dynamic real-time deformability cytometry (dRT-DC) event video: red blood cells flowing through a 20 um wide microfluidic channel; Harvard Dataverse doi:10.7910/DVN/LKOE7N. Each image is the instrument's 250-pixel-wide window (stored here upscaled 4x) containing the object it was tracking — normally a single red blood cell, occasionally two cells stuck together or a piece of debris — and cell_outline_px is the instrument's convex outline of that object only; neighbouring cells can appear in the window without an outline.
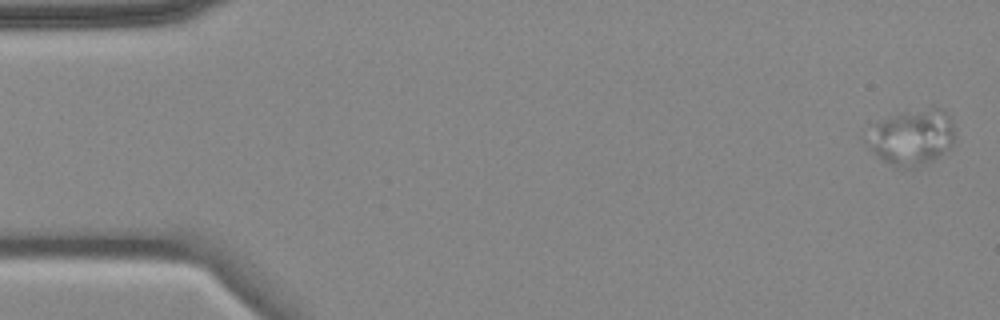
{"species": "common noctule bat (a hibernating species)", "species_latin": "Nyctalus noctula", "temperature_condition": "cold", "stored_images_in_passage": 6, "camera_frame_rate_fps": 3000, "um_per_image_px": 0.085, "animal": {"sex": "female", "body_mass_g": 18.4}, "frame": {"image": 1, "passage_image": 1, "time_ms": 0.0, "image_size_px": [1000, 320], "cell_outline_px": [[952, 144], [940, 156], [916, 168], [896, 168], [872, 152], [868, 148], [864, 140], [876, 124], [892, 116], [904, 112], [932, 108], [944, 108], [952, 116]], "centroid_in_image_um": [77.51, 11.68], "position_along_channel_um": 7.5, "area_um2": 28.32}}
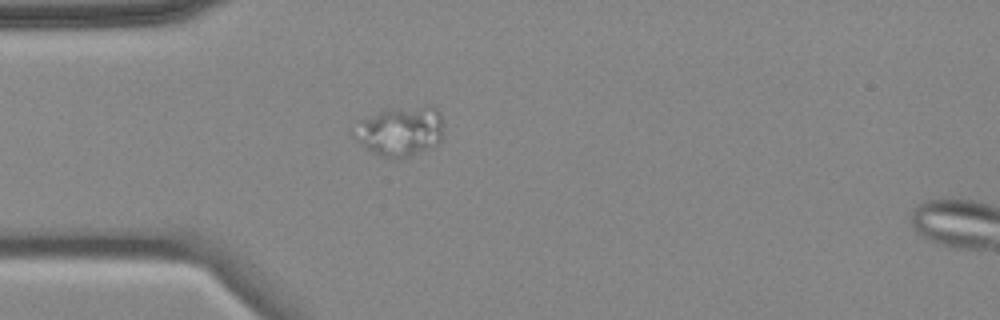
{"frame": {"image": 2, "passage_image": 5, "time_ms": 4.667, "image_size_px": [1000, 320], "cell_outline_px": [[440, 140], [432, 148], [400, 160], [392, 160], [380, 156], [372, 152], [356, 140], [352, 132], [356, 120], [380, 108], [428, 104], [432, 104], [440, 112]], "centroid_in_image_um": [33.94, 11.11], "position_along_channel_um": 51.1, "area_um2": 27.17}}